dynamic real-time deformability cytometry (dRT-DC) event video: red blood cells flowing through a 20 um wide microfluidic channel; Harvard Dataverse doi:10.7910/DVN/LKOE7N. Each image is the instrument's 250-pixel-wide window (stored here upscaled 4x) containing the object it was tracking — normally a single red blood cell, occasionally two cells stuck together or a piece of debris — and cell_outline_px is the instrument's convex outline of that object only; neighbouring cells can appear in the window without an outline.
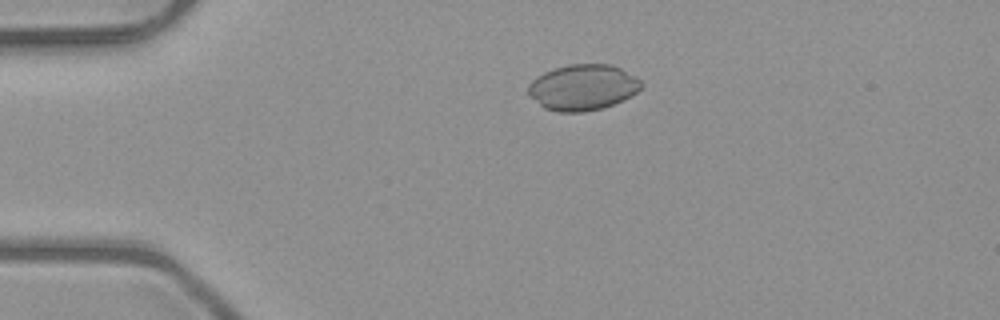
{"species": "common noctule bat (a hibernating species)", "species_latin": "Nyctalus noctula", "temperature_condition": "room temperature", "stored_images_in_passage": 43, "camera_frame_rate_fps": 3000, "um_per_image_px": 0.085, "animal": {"sex": "male", "body_mass_g": 23.1, "forearm_length_mm": 52.7}, "frame": {"image": 1, "passage_image": 3, "time_ms": 0.667, "image_size_px": [1000, 320], "cell_outline_px": [[644, 84], [636, 92], [624, 100], [604, 108], [584, 112], [560, 112], [544, 108], [528, 92], [528, 84], [536, 76], [544, 72], [568, 64], [612, 64], [636, 76]], "centroid_in_image_um": [49.56, 7.42], "position_along_channel_um": 35.4, "area_um2": 30.23}}
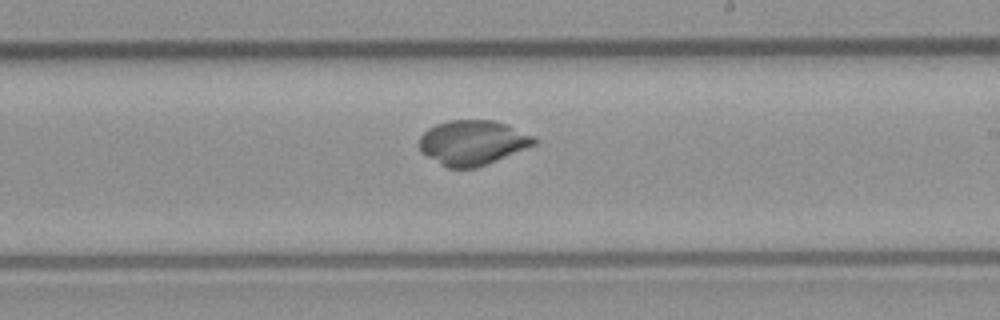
{"frame": {"image": 2, "passage_image": 22, "time_ms": 7.0, "image_size_px": [1000, 320], "cell_outline_px": [[536, 144], [476, 168], [448, 168], [440, 164], [420, 152], [416, 144], [420, 136], [428, 128], [436, 124], [448, 120], [492, 120], [508, 124], [536, 136]], "centroid_in_image_um": [40.14, 12.11], "position_along_channel_um": 248.9, "area_um2": 30.23}}
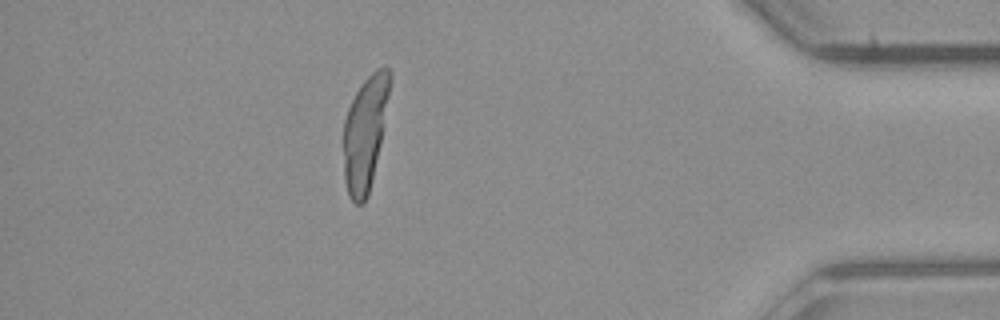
{"frame": {"image": 3, "passage_image": 37, "time_ms": 12.0, "image_size_px": [1000, 320], "cell_outline_px": [[392, 80], [380, 144], [372, 180], [368, 196], [364, 204], [356, 204], [348, 196], [344, 180], [344, 120], [348, 108], [356, 92], [364, 80], [376, 68], [384, 64], [392, 72]], "centroid_in_image_um": [31.04, 11.26], "position_along_channel_um": 404.2, "area_um2": 30.87}}